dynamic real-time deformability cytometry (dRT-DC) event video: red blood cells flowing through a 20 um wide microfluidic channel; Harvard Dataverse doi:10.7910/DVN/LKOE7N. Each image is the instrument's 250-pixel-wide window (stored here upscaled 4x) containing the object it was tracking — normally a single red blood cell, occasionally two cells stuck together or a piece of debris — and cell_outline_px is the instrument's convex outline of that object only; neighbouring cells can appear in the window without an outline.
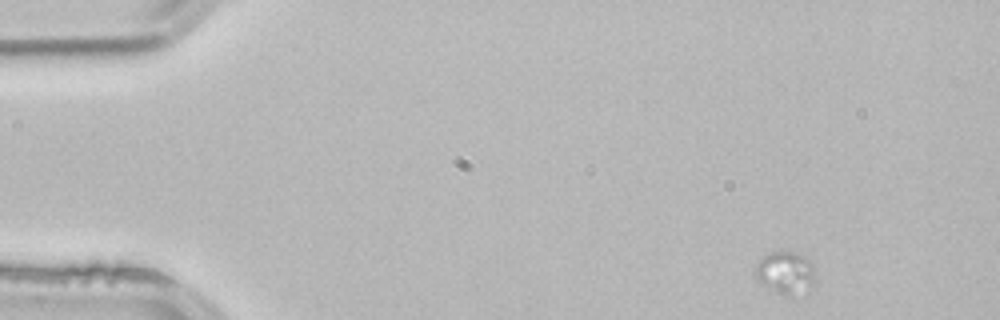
{"species": "common noctule bat (a hibernating species)", "species_latin": "Nyctalus noctula", "temperature_condition": "room temperature", "stored_images_in_passage": 3, "camera_frame_rate_fps": 3000, "um_per_image_px": 0.085, "animal": {"sex": "male", "body_mass_g": 21.5, "forearm_length_mm": 52.0}, "frame": {"image": 1, "passage_image": 1, "time_ms": 0.0, "image_size_px": [1000, 320], "cell_outline_px": [[816, 280], [812, 284], [792, 296], [776, 292], [756, 280], [756, 264], [764, 256], [780, 248], [788, 248], [804, 256], [812, 264]], "centroid_in_image_um": [66.75, 23.1], "position_along_channel_um": 18.2, "area_um2": 14.85}}
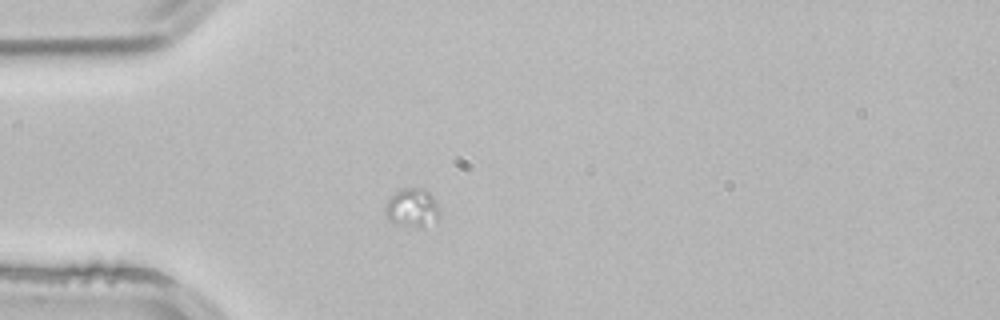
{"frame": {"image": 2, "passage_image": 3, "time_ms": 0.667, "image_size_px": [1000, 320], "cell_outline_px": [[436, 224], [424, 228], [416, 228], [400, 224], [388, 220], [384, 216], [384, 204], [396, 192], [404, 188], [424, 188], [432, 196], [436, 204]], "centroid_in_image_um": [34.99, 17.7], "position_along_channel_um": 50.0, "area_um2": 12.25}}